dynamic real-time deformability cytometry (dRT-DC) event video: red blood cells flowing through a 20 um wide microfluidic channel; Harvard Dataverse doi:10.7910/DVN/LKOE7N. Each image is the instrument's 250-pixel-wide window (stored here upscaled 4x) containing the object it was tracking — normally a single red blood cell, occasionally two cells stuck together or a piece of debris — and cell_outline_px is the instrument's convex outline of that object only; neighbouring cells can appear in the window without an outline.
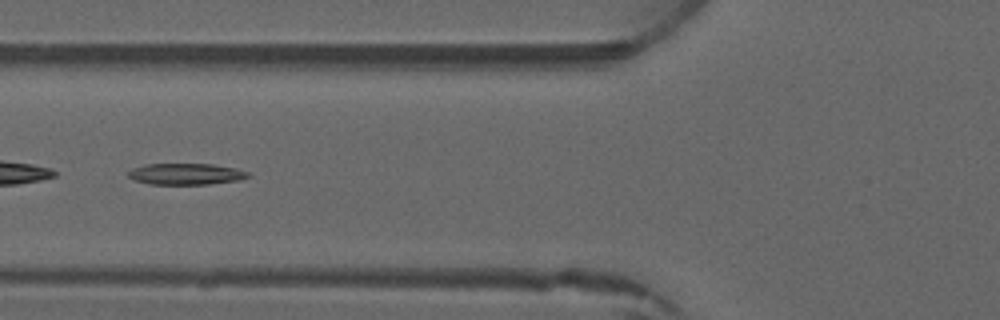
{"species": "common noctule bat (a hibernating species)", "species_latin": "Nyctalus noctula", "temperature_condition": "warm", "stored_images_in_passage": 6, "camera_frame_rate_fps": 3000, "um_per_image_px": 0.085, "animal": {"sex": "male", "forearm_length_mm": 52.5}, "frame": {"image": 1, "passage_image": 5, "time_ms": 5.0, "image_size_px": [1000, 320], "cell_outline_px": [[252, 176], [240, 180], [208, 184], [148, 184], [132, 180], [128, 176], [128, 172], [132, 168], [144, 164], [212, 164], [236, 168], [248, 172]], "centroid_in_image_um": [15.79, 14.79], "position_along_channel_um": 110.0, "area_um2": 15.03}}
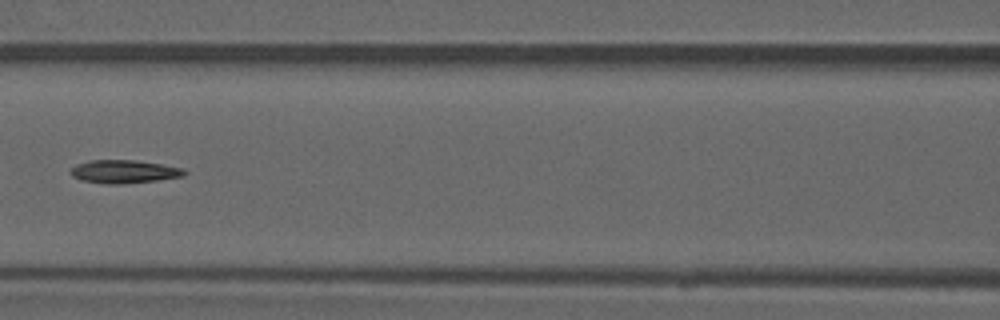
{"frame": {"image": 2, "passage_image": 6, "time_ms": 6.0, "image_size_px": [1000, 320], "cell_outline_px": [[188, 172], [184, 176], [156, 180], [124, 184], [104, 184], [80, 180], [72, 176], [68, 172], [76, 164], [88, 160], [136, 160], [184, 168]], "centroid_in_image_um": [10.52, 14.59], "position_along_channel_um": 156.1, "area_um2": 15.55}}